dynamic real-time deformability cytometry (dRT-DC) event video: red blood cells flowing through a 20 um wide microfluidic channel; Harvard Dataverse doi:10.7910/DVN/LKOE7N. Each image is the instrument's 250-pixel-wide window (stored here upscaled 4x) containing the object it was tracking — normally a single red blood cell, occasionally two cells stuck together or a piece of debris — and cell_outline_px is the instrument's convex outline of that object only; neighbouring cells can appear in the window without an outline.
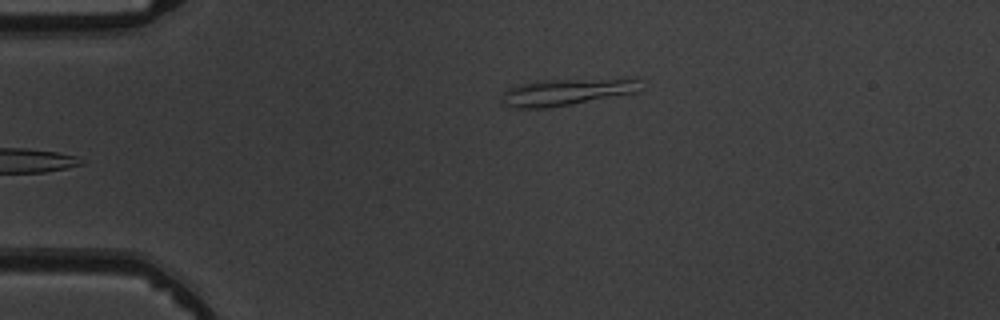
{"species": "common noctule bat (a hibernating species)", "species_latin": "Nyctalus noctula", "temperature_condition": "warm", "stored_images_in_passage": 6, "camera_frame_rate_fps": 3000, "um_per_image_px": 0.085, "animal": {"sex": "male", "body_mass_g": 19.5, "forearm_length_mm": 54.6}, "frame": {"image": 1, "passage_image": 6, "time_ms": 5.667, "image_size_px": [1000, 320], "cell_outline_px": [[640, 76], [636, 92], [572, 104], [544, 108], [512, 108], [504, 104], [504, 92], [508, 88], [516, 84], [544, 80], [624, 76]], "centroid_in_image_um": [48.25, 7.76], "position_along_channel_um": 36.7, "area_um2": 22.25}}